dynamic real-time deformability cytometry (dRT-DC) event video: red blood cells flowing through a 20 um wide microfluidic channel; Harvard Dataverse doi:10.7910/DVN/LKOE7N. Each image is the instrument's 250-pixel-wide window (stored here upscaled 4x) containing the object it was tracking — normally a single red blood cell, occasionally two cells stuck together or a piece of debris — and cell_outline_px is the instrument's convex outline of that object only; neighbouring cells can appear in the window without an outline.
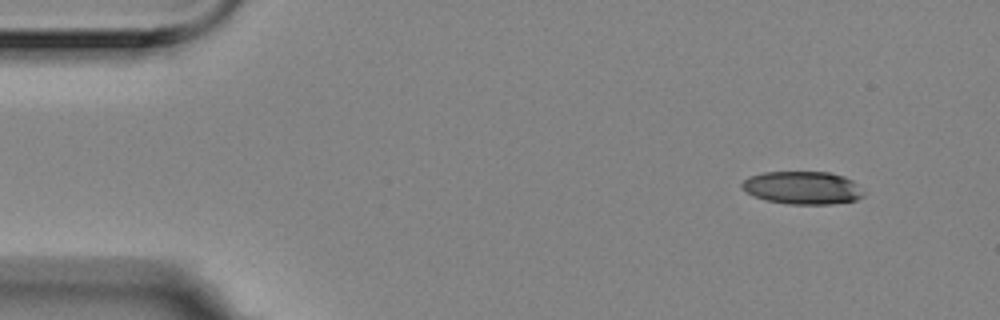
{"species": "Egyptian fruit bat (a non-hibernating species)", "species_latin": "Rousettus aegyptiacus", "temperature_condition": "room temperature", "stored_images_in_passage": 4, "camera_frame_rate_fps": 3000, "um_per_image_px": 0.085, "animal": {"sex": "female"}, "frame": {"image": 1, "passage_image": 1, "time_ms": 0.0, "image_size_px": [1000, 320], "cell_outline_px": [[864, 196], [856, 200], [832, 204], [788, 204], [768, 200], [756, 196], [748, 192], [740, 184], [748, 176], [764, 172], [828, 172], [844, 176], [852, 180], [864, 192]], "centroid_in_image_um": [68.25, 15.95], "position_along_channel_um": 16.8, "area_um2": 23.18}}
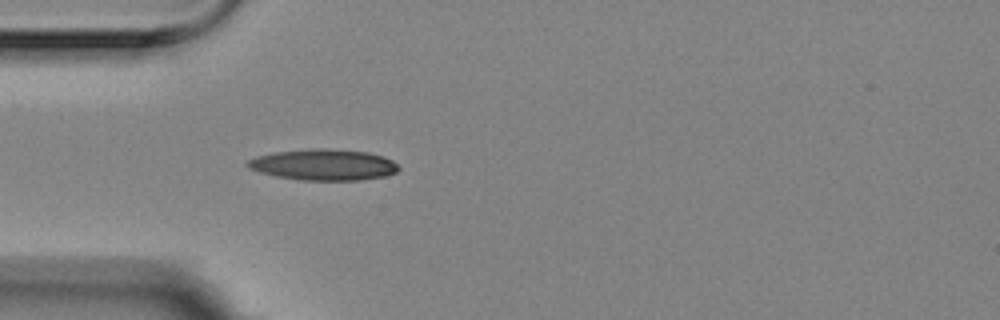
{"frame": {"image": 2, "passage_image": 4, "time_ms": 1.0, "image_size_px": [1000, 320], "cell_outline_px": [[400, 168], [396, 172], [384, 176], [360, 180], [300, 180], [276, 176], [260, 172], [248, 168], [244, 164], [248, 160], [256, 156], [272, 152], [312, 148], [324, 148], [368, 152], [384, 156], [392, 160]], "centroid_in_image_um": [27.47, 13.99], "position_along_channel_um": 57.5, "area_um2": 27.51}}